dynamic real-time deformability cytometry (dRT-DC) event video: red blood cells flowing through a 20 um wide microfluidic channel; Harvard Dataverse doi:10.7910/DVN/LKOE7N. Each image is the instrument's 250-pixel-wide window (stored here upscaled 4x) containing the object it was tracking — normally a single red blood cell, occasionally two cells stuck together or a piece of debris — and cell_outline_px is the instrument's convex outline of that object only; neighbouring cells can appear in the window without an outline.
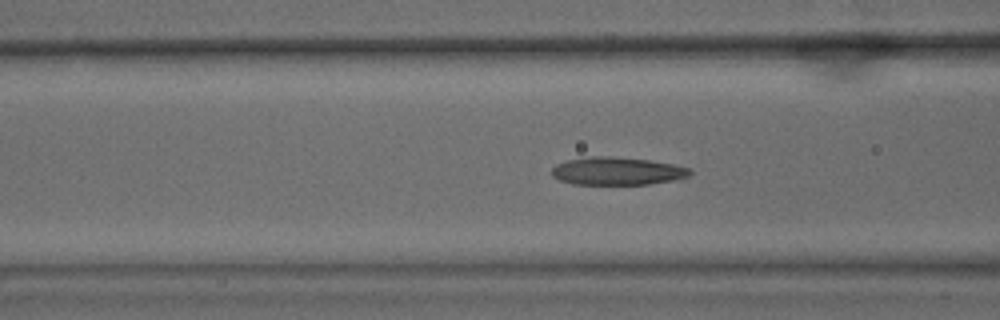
{"species": "common noctule bat (a hibernating species)", "species_latin": "Nyctalus noctula", "temperature_condition": "warm", "stored_images_in_passage": 53, "camera_frame_rate_fps": 3000, "um_per_image_px": 0.085, "animal": {"sex": "male", "body_mass_g": 15.6}, "frame": {"image": 1, "passage_image": 20, "time_ms": 6.333, "image_size_px": [1000, 320], "cell_outline_px": [[692, 172], [684, 180], [648, 184], [572, 184], [560, 180], [552, 176], [552, 168], [556, 164], [568, 160], [592, 156], [608, 156], [648, 160], [672, 164], [688, 168]], "centroid_in_image_um": [52.49, 14.55], "position_along_channel_um": 114.1, "area_um2": 22.48}}
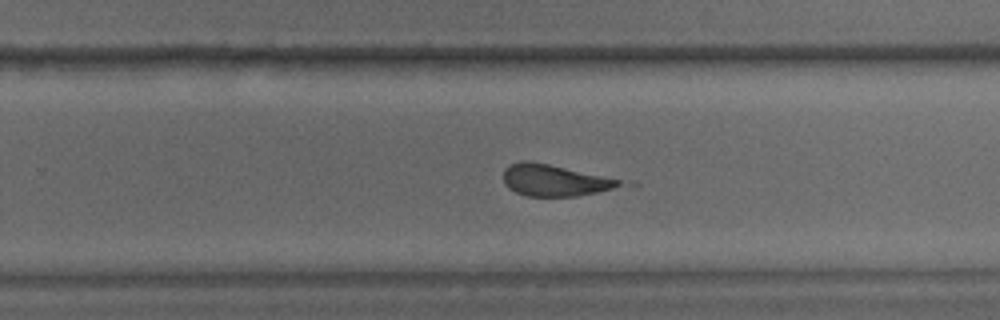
{"frame": {"image": 2, "passage_image": 33, "time_ms": 10.667, "image_size_px": [1000, 320], "cell_outline_px": [[620, 184], [612, 188], [596, 192], [576, 196], [524, 196], [508, 188], [504, 184], [504, 168], [520, 160], [528, 160], [548, 164], [620, 180]], "centroid_in_image_um": [47.01, 15.32], "position_along_channel_um": 282.8, "area_um2": 20.87}}
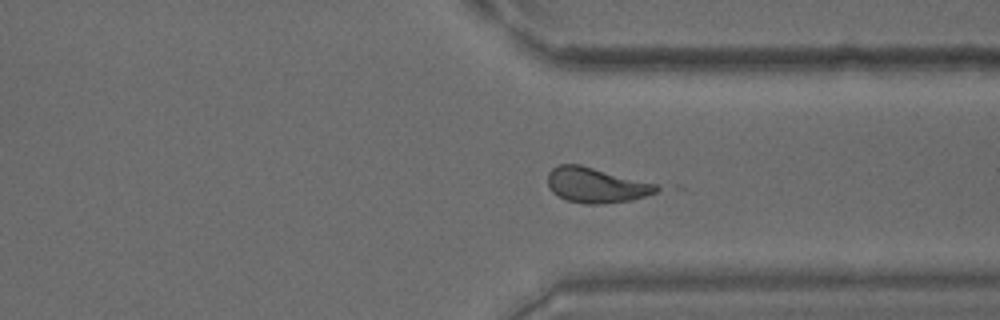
{"frame": {"image": 3, "passage_image": 39, "time_ms": 12.667, "image_size_px": [1000, 320], "cell_outline_px": [[664, 188], [656, 192], [644, 196], [628, 200], [600, 204], [584, 204], [564, 200], [556, 196], [548, 188], [548, 172], [552, 168], [560, 164], [580, 164], [656, 184]], "centroid_in_image_um": [50.62, 15.74], "position_along_channel_um": 360.8, "area_um2": 22.37}, "authors_computed_cell_mechanics": {"area_um2": 22.831, "velocity_mm_per_s": 3.9101, "shape_relaxation_time_tau1_ms": null, "shape_relaxation_time_tau2_ms": 2.6313, "deformation_change_tau1": null, "deformation_change_tau2": 0.1331}}